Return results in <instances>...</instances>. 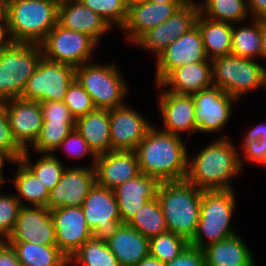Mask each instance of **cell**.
I'll return each mask as SVG.
<instances>
[{"instance_id":"d6986e66","label":"cell","mask_w":266,"mask_h":266,"mask_svg":"<svg viewBox=\"0 0 266 266\" xmlns=\"http://www.w3.org/2000/svg\"><path fill=\"white\" fill-rule=\"evenodd\" d=\"M6 110L14 140L28 150L39 136L43 116L40 103L16 98L6 101Z\"/></svg>"},{"instance_id":"f1b7e54d","label":"cell","mask_w":266,"mask_h":266,"mask_svg":"<svg viewBox=\"0 0 266 266\" xmlns=\"http://www.w3.org/2000/svg\"><path fill=\"white\" fill-rule=\"evenodd\" d=\"M195 25L198 27L209 60L231 54L232 24L215 21L200 12Z\"/></svg>"},{"instance_id":"7dc6e473","label":"cell","mask_w":266,"mask_h":266,"mask_svg":"<svg viewBox=\"0 0 266 266\" xmlns=\"http://www.w3.org/2000/svg\"><path fill=\"white\" fill-rule=\"evenodd\" d=\"M0 266H22L16 251L6 241H0Z\"/></svg>"},{"instance_id":"7402d4cb","label":"cell","mask_w":266,"mask_h":266,"mask_svg":"<svg viewBox=\"0 0 266 266\" xmlns=\"http://www.w3.org/2000/svg\"><path fill=\"white\" fill-rule=\"evenodd\" d=\"M6 242L56 246V233L47 207H21L13 233Z\"/></svg>"},{"instance_id":"6f0895ef","label":"cell","mask_w":266,"mask_h":266,"mask_svg":"<svg viewBox=\"0 0 266 266\" xmlns=\"http://www.w3.org/2000/svg\"><path fill=\"white\" fill-rule=\"evenodd\" d=\"M5 178H0V189H2L1 187H3V183L5 182Z\"/></svg>"},{"instance_id":"f907efd6","label":"cell","mask_w":266,"mask_h":266,"mask_svg":"<svg viewBox=\"0 0 266 266\" xmlns=\"http://www.w3.org/2000/svg\"><path fill=\"white\" fill-rule=\"evenodd\" d=\"M11 43L7 20H0V52Z\"/></svg>"},{"instance_id":"d4e9b609","label":"cell","mask_w":266,"mask_h":266,"mask_svg":"<svg viewBox=\"0 0 266 266\" xmlns=\"http://www.w3.org/2000/svg\"><path fill=\"white\" fill-rule=\"evenodd\" d=\"M159 85L165 91L187 95L207 89L213 86L211 61L196 62L177 67Z\"/></svg>"},{"instance_id":"9a60e30c","label":"cell","mask_w":266,"mask_h":266,"mask_svg":"<svg viewBox=\"0 0 266 266\" xmlns=\"http://www.w3.org/2000/svg\"><path fill=\"white\" fill-rule=\"evenodd\" d=\"M56 233V246L69 259L86 241L93 237L81 206L50 210Z\"/></svg>"},{"instance_id":"484cf974","label":"cell","mask_w":266,"mask_h":266,"mask_svg":"<svg viewBox=\"0 0 266 266\" xmlns=\"http://www.w3.org/2000/svg\"><path fill=\"white\" fill-rule=\"evenodd\" d=\"M107 244L120 266H135L149 254V239L128 223H122Z\"/></svg>"},{"instance_id":"83f0119b","label":"cell","mask_w":266,"mask_h":266,"mask_svg":"<svg viewBox=\"0 0 266 266\" xmlns=\"http://www.w3.org/2000/svg\"><path fill=\"white\" fill-rule=\"evenodd\" d=\"M75 129L97 156L111 151L109 109H95L77 118Z\"/></svg>"},{"instance_id":"4316f807","label":"cell","mask_w":266,"mask_h":266,"mask_svg":"<svg viewBox=\"0 0 266 266\" xmlns=\"http://www.w3.org/2000/svg\"><path fill=\"white\" fill-rule=\"evenodd\" d=\"M205 266H255V259L239 234L203 249Z\"/></svg>"},{"instance_id":"e575fe53","label":"cell","mask_w":266,"mask_h":266,"mask_svg":"<svg viewBox=\"0 0 266 266\" xmlns=\"http://www.w3.org/2000/svg\"><path fill=\"white\" fill-rule=\"evenodd\" d=\"M72 263L81 266H120L107 242L93 237L69 258V265Z\"/></svg>"},{"instance_id":"60d3db41","label":"cell","mask_w":266,"mask_h":266,"mask_svg":"<svg viewBox=\"0 0 266 266\" xmlns=\"http://www.w3.org/2000/svg\"><path fill=\"white\" fill-rule=\"evenodd\" d=\"M63 102L69 108L70 113L75 119L96 109L91 96L76 80L69 85Z\"/></svg>"},{"instance_id":"9f6ffc18","label":"cell","mask_w":266,"mask_h":266,"mask_svg":"<svg viewBox=\"0 0 266 266\" xmlns=\"http://www.w3.org/2000/svg\"><path fill=\"white\" fill-rule=\"evenodd\" d=\"M6 0H0V20H7L5 16Z\"/></svg>"},{"instance_id":"d6a6232c","label":"cell","mask_w":266,"mask_h":266,"mask_svg":"<svg viewBox=\"0 0 266 266\" xmlns=\"http://www.w3.org/2000/svg\"><path fill=\"white\" fill-rule=\"evenodd\" d=\"M128 224L148 239L168 231L158 198L149 200L140 207Z\"/></svg>"},{"instance_id":"4dcf8cb0","label":"cell","mask_w":266,"mask_h":266,"mask_svg":"<svg viewBox=\"0 0 266 266\" xmlns=\"http://www.w3.org/2000/svg\"><path fill=\"white\" fill-rule=\"evenodd\" d=\"M22 266H68L69 259L57 246L32 242H7Z\"/></svg>"},{"instance_id":"3957f363","label":"cell","mask_w":266,"mask_h":266,"mask_svg":"<svg viewBox=\"0 0 266 266\" xmlns=\"http://www.w3.org/2000/svg\"><path fill=\"white\" fill-rule=\"evenodd\" d=\"M57 0H6L12 42L41 44L58 23Z\"/></svg>"},{"instance_id":"277c9868","label":"cell","mask_w":266,"mask_h":266,"mask_svg":"<svg viewBox=\"0 0 266 266\" xmlns=\"http://www.w3.org/2000/svg\"><path fill=\"white\" fill-rule=\"evenodd\" d=\"M202 190L186 179L162 181L158 200L166 220L168 231L191 241L196 233Z\"/></svg>"},{"instance_id":"bcb514c9","label":"cell","mask_w":266,"mask_h":266,"mask_svg":"<svg viewBox=\"0 0 266 266\" xmlns=\"http://www.w3.org/2000/svg\"><path fill=\"white\" fill-rule=\"evenodd\" d=\"M244 160L259 163L266 167V144L260 140L248 141L243 147Z\"/></svg>"},{"instance_id":"4fadbf2b","label":"cell","mask_w":266,"mask_h":266,"mask_svg":"<svg viewBox=\"0 0 266 266\" xmlns=\"http://www.w3.org/2000/svg\"><path fill=\"white\" fill-rule=\"evenodd\" d=\"M198 14V2L188 1L165 22L144 33L134 44L153 51L157 57L175 39L195 26Z\"/></svg>"},{"instance_id":"7c38bea8","label":"cell","mask_w":266,"mask_h":266,"mask_svg":"<svg viewBox=\"0 0 266 266\" xmlns=\"http://www.w3.org/2000/svg\"><path fill=\"white\" fill-rule=\"evenodd\" d=\"M192 98L197 131L202 133L222 131L233 114V102L238 101L216 86L193 93Z\"/></svg>"},{"instance_id":"7a4b0ae2","label":"cell","mask_w":266,"mask_h":266,"mask_svg":"<svg viewBox=\"0 0 266 266\" xmlns=\"http://www.w3.org/2000/svg\"><path fill=\"white\" fill-rule=\"evenodd\" d=\"M236 145L222 136L213 140L191 160L188 158L186 180L201 190L233 189L230 183L243 171V159Z\"/></svg>"},{"instance_id":"b9f144b4","label":"cell","mask_w":266,"mask_h":266,"mask_svg":"<svg viewBox=\"0 0 266 266\" xmlns=\"http://www.w3.org/2000/svg\"><path fill=\"white\" fill-rule=\"evenodd\" d=\"M0 152L8 156L12 162L20 160L24 150L14 140L6 110V101H0Z\"/></svg>"},{"instance_id":"9c48e42d","label":"cell","mask_w":266,"mask_h":266,"mask_svg":"<svg viewBox=\"0 0 266 266\" xmlns=\"http://www.w3.org/2000/svg\"><path fill=\"white\" fill-rule=\"evenodd\" d=\"M75 80V67L42 56L20 98L39 103L61 102Z\"/></svg>"},{"instance_id":"8fae6325","label":"cell","mask_w":266,"mask_h":266,"mask_svg":"<svg viewBox=\"0 0 266 266\" xmlns=\"http://www.w3.org/2000/svg\"><path fill=\"white\" fill-rule=\"evenodd\" d=\"M93 238L107 242L122 224L114 192L96 183L81 206Z\"/></svg>"},{"instance_id":"1f68e13d","label":"cell","mask_w":266,"mask_h":266,"mask_svg":"<svg viewBox=\"0 0 266 266\" xmlns=\"http://www.w3.org/2000/svg\"><path fill=\"white\" fill-rule=\"evenodd\" d=\"M199 12L212 20L242 24L250 17L246 0H204Z\"/></svg>"},{"instance_id":"30bf717a","label":"cell","mask_w":266,"mask_h":266,"mask_svg":"<svg viewBox=\"0 0 266 266\" xmlns=\"http://www.w3.org/2000/svg\"><path fill=\"white\" fill-rule=\"evenodd\" d=\"M98 43L89 35L69 30L59 23L40 44L43 56L74 67L91 62Z\"/></svg>"},{"instance_id":"e0dca14e","label":"cell","mask_w":266,"mask_h":266,"mask_svg":"<svg viewBox=\"0 0 266 266\" xmlns=\"http://www.w3.org/2000/svg\"><path fill=\"white\" fill-rule=\"evenodd\" d=\"M96 183L94 167H66L59 183L49 191L47 208L82 206Z\"/></svg>"},{"instance_id":"db71d44e","label":"cell","mask_w":266,"mask_h":266,"mask_svg":"<svg viewBox=\"0 0 266 266\" xmlns=\"http://www.w3.org/2000/svg\"><path fill=\"white\" fill-rule=\"evenodd\" d=\"M6 161L9 163H12V160L6 156L4 153L0 152V178H5L3 176V166H4V163H6Z\"/></svg>"},{"instance_id":"44dd1931","label":"cell","mask_w":266,"mask_h":266,"mask_svg":"<svg viewBox=\"0 0 266 266\" xmlns=\"http://www.w3.org/2000/svg\"><path fill=\"white\" fill-rule=\"evenodd\" d=\"M94 171L96 184L111 190L141 174L136 152L126 150L98 155Z\"/></svg>"},{"instance_id":"cb8c5ba5","label":"cell","mask_w":266,"mask_h":266,"mask_svg":"<svg viewBox=\"0 0 266 266\" xmlns=\"http://www.w3.org/2000/svg\"><path fill=\"white\" fill-rule=\"evenodd\" d=\"M58 23L66 29L91 36L98 44L101 36L112 29L100 15L79 0L59 2Z\"/></svg>"},{"instance_id":"836d02e7","label":"cell","mask_w":266,"mask_h":266,"mask_svg":"<svg viewBox=\"0 0 266 266\" xmlns=\"http://www.w3.org/2000/svg\"><path fill=\"white\" fill-rule=\"evenodd\" d=\"M251 26L243 25L234 27L232 24L231 54L234 56L254 59L260 58L261 34L259 19H252Z\"/></svg>"},{"instance_id":"681fc988","label":"cell","mask_w":266,"mask_h":266,"mask_svg":"<svg viewBox=\"0 0 266 266\" xmlns=\"http://www.w3.org/2000/svg\"><path fill=\"white\" fill-rule=\"evenodd\" d=\"M250 131L244 136L242 147L253 139L260 140L266 144V123H259L254 128L249 129Z\"/></svg>"},{"instance_id":"ffe728a7","label":"cell","mask_w":266,"mask_h":266,"mask_svg":"<svg viewBox=\"0 0 266 266\" xmlns=\"http://www.w3.org/2000/svg\"><path fill=\"white\" fill-rule=\"evenodd\" d=\"M156 86L161 89L158 97V108L164 122L161 130L179 136L184 131L188 136L197 132L192 95L176 94L165 91L159 84Z\"/></svg>"},{"instance_id":"f546056e","label":"cell","mask_w":266,"mask_h":266,"mask_svg":"<svg viewBox=\"0 0 266 266\" xmlns=\"http://www.w3.org/2000/svg\"><path fill=\"white\" fill-rule=\"evenodd\" d=\"M18 168L12 184L17 191L15 194L22 207H47L49 189L43 185L36 174L20 159L13 161ZM29 202L25 204V201Z\"/></svg>"},{"instance_id":"ee69618b","label":"cell","mask_w":266,"mask_h":266,"mask_svg":"<svg viewBox=\"0 0 266 266\" xmlns=\"http://www.w3.org/2000/svg\"><path fill=\"white\" fill-rule=\"evenodd\" d=\"M43 122H76L70 113L69 108L61 102L46 101L41 102Z\"/></svg>"},{"instance_id":"ac0fdd59","label":"cell","mask_w":266,"mask_h":266,"mask_svg":"<svg viewBox=\"0 0 266 266\" xmlns=\"http://www.w3.org/2000/svg\"><path fill=\"white\" fill-rule=\"evenodd\" d=\"M185 3H153L147 0H134L128 4V15L120 30L134 44L144 33L165 22Z\"/></svg>"},{"instance_id":"8d00e7d4","label":"cell","mask_w":266,"mask_h":266,"mask_svg":"<svg viewBox=\"0 0 266 266\" xmlns=\"http://www.w3.org/2000/svg\"><path fill=\"white\" fill-rule=\"evenodd\" d=\"M75 128V122H42V128L31 146L39 154H53Z\"/></svg>"},{"instance_id":"816d5d0a","label":"cell","mask_w":266,"mask_h":266,"mask_svg":"<svg viewBox=\"0 0 266 266\" xmlns=\"http://www.w3.org/2000/svg\"><path fill=\"white\" fill-rule=\"evenodd\" d=\"M259 29L261 34L260 57L266 59V18L259 19Z\"/></svg>"},{"instance_id":"f35d334b","label":"cell","mask_w":266,"mask_h":266,"mask_svg":"<svg viewBox=\"0 0 266 266\" xmlns=\"http://www.w3.org/2000/svg\"><path fill=\"white\" fill-rule=\"evenodd\" d=\"M89 9L100 15L112 28L123 27L128 15L127 0H79Z\"/></svg>"},{"instance_id":"8992f818","label":"cell","mask_w":266,"mask_h":266,"mask_svg":"<svg viewBox=\"0 0 266 266\" xmlns=\"http://www.w3.org/2000/svg\"><path fill=\"white\" fill-rule=\"evenodd\" d=\"M115 64L88 62L75 67V80L91 96L96 109H113L126 104L128 86Z\"/></svg>"},{"instance_id":"5bb4252c","label":"cell","mask_w":266,"mask_h":266,"mask_svg":"<svg viewBox=\"0 0 266 266\" xmlns=\"http://www.w3.org/2000/svg\"><path fill=\"white\" fill-rule=\"evenodd\" d=\"M156 60V84H159L177 67L211 61L206 56L202 35L196 25L187 33L175 39L156 57Z\"/></svg>"},{"instance_id":"52a82bcc","label":"cell","mask_w":266,"mask_h":266,"mask_svg":"<svg viewBox=\"0 0 266 266\" xmlns=\"http://www.w3.org/2000/svg\"><path fill=\"white\" fill-rule=\"evenodd\" d=\"M211 65L213 86L238 101L256 89L261 90L263 87L266 90V68L254 59L230 54L213 59Z\"/></svg>"},{"instance_id":"74e56055","label":"cell","mask_w":266,"mask_h":266,"mask_svg":"<svg viewBox=\"0 0 266 266\" xmlns=\"http://www.w3.org/2000/svg\"><path fill=\"white\" fill-rule=\"evenodd\" d=\"M189 242L170 231L149 239V254L167 263L179 256Z\"/></svg>"},{"instance_id":"f6af8a7d","label":"cell","mask_w":266,"mask_h":266,"mask_svg":"<svg viewBox=\"0 0 266 266\" xmlns=\"http://www.w3.org/2000/svg\"><path fill=\"white\" fill-rule=\"evenodd\" d=\"M165 266H205V256L203 250L188 245L179 256L165 263Z\"/></svg>"},{"instance_id":"d590c367","label":"cell","mask_w":266,"mask_h":266,"mask_svg":"<svg viewBox=\"0 0 266 266\" xmlns=\"http://www.w3.org/2000/svg\"><path fill=\"white\" fill-rule=\"evenodd\" d=\"M29 151V149L24 150L21 160L36 174L49 191L52 190L61 180L66 166H63L55 153L41 154L42 156L33 164Z\"/></svg>"},{"instance_id":"f5cc1de1","label":"cell","mask_w":266,"mask_h":266,"mask_svg":"<svg viewBox=\"0 0 266 266\" xmlns=\"http://www.w3.org/2000/svg\"><path fill=\"white\" fill-rule=\"evenodd\" d=\"M135 266H165V263L148 254Z\"/></svg>"},{"instance_id":"ab89813d","label":"cell","mask_w":266,"mask_h":266,"mask_svg":"<svg viewBox=\"0 0 266 266\" xmlns=\"http://www.w3.org/2000/svg\"><path fill=\"white\" fill-rule=\"evenodd\" d=\"M21 207L15 194L0 192V241H7L13 233Z\"/></svg>"},{"instance_id":"2e32d148","label":"cell","mask_w":266,"mask_h":266,"mask_svg":"<svg viewBox=\"0 0 266 266\" xmlns=\"http://www.w3.org/2000/svg\"><path fill=\"white\" fill-rule=\"evenodd\" d=\"M111 151H135L153 126L136 109L127 104L109 109Z\"/></svg>"},{"instance_id":"c3c4849f","label":"cell","mask_w":266,"mask_h":266,"mask_svg":"<svg viewBox=\"0 0 266 266\" xmlns=\"http://www.w3.org/2000/svg\"><path fill=\"white\" fill-rule=\"evenodd\" d=\"M248 12L252 19L266 18V0H246Z\"/></svg>"},{"instance_id":"6da1fadb","label":"cell","mask_w":266,"mask_h":266,"mask_svg":"<svg viewBox=\"0 0 266 266\" xmlns=\"http://www.w3.org/2000/svg\"><path fill=\"white\" fill-rule=\"evenodd\" d=\"M140 171L161 181H181L188 171V150L182 137L152 126L135 150Z\"/></svg>"},{"instance_id":"5b68a950","label":"cell","mask_w":266,"mask_h":266,"mask_svg":"<svg viewBox=\"0 0 266 266\" xmlns=\"http://www.w3.org/2000/svg\"><path fill=\"white\" fill-rule=\"evenodd\" d=\"M234 190H202L198 226L189 245L203 250L238 234L230 227L237 204Z\"/></svg>"},{"instance_id":"603a6c76","label":"cell","mask_w":266,"mask_h":266,"mask_svg":"<svg viewBox=\"0 0 266 266\" xmlns=\"http://www.w3.org/2000/svg\"><path fill=\"white\" fill-rule=\"evenodd\" d=\"M162 181L141 173L113 189L122 223H129L147 201L158 197Z\"/></svg>"},{"instance_id":"11a10c76","label":"cell","mask_w":266,"mask_h":266,"mask_svg":"<svg viewBox=\"0 0 266 266\" xmlns=\"http://www.w3.org/2000/svg\"><path fill=\"white\" fill-rule=\"evenodd\" d=\"M153 3H165V4H169V3H186L188 2V0H147Z\"/></svg>"},{"instance_id":"ba28073f","label":"cell","mask_w":266,"mask_h":266,"mask_svg":"<svg viewBox=\"0 0 266 266\" xmlns=\"http://www.w3.org/2000/svg\"><path fill=\"white\" fill-rule=\"evenodd\" d=\"M42 56L39 44L12 42L0 52V101L21 97Z\"/></svg>"},{"instance_id":"7bdbcfd3","label":"cell","mask_w":266,"mask_h":266,"mask_svg":"<svg viewBox=\"0 0 266 266\" xmlns=\"http://www.w3.org/2000/svg\"><path fill=\"white\" fill-rule=\"evenodd\" d=\"M64 148V150L74 158H80L85 155H89L91 157L92 164L91 167L95 166V161L97 159V155L91 149V147L87 144L85 139L79 134V132L74 128L69 135L60 143L58 147L59 149Z\"/></svg>"}]
</instances>
